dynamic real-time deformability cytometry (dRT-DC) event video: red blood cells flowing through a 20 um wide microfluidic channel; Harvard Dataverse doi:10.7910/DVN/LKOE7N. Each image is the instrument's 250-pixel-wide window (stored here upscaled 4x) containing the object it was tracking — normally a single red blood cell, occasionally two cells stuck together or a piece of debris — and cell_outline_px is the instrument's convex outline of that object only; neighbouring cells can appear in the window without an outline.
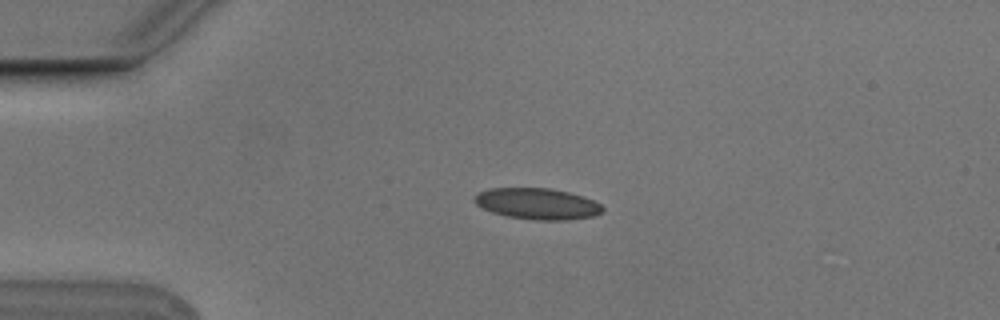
{"species": "Egyptian fruit bat (a non-hibernating species)", "species_latin": "Rousettus aegyptiacus", "temperature_condition": "cold", "stored_images_in_passage": 4, "camera_frame_rate_fps": 3000, "um_per_image_px": 0.085, "animal": {"sex": "male"}, "frame": {"image": 1, "passage_image": 3, "time_ms": 0.667, "image_size_px": [1000, 320], "cell_outline_px": [[604, 212], [596, 216], [568, 220], [532, 220], [508, 216], [492, 212], [476, 204], [472, 200], [472, 196], [476, 192], [488, 188], [552, 188], [584, 196], [600, 204], [604, 208]], "centroid_in_image_um": [45.66, 17.31], "position_along_channel_um": 39.3, "area_um2": 23.64}}